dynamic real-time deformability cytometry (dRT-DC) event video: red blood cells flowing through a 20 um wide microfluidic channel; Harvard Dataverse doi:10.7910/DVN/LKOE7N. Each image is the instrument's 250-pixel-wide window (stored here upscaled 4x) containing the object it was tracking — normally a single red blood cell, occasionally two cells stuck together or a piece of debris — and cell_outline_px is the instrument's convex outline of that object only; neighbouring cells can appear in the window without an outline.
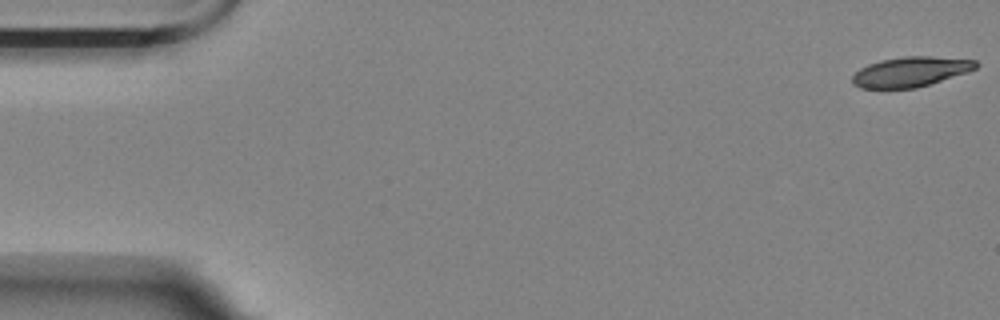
{"species": "Egyptian fruit bat (a non-hibernating species)", "species_latin": "Rousettus aegyptiacus", "temperature_condition": "room temperature", "stored_images_in_passage": 8, "camera_frame_rate_fps": 3000, "um_per_image_px": 0.085, "animal": {"sex": "female"}, "frame": {"image": 1, "passage_image": 1, "time_ms": 0.0, "image_size_px": [1000, 320], "cell_outline_px": [[980, 64], [976, 68], [968, 72], [916, 88], [860, 88], [852, 84], [852, 76], [860, 68], [868, 64], [880, 60], [904, 56], [928, 56], [976, 60]], "centroid_in_image_um": [77.39, 6.09], "position_along_channel_um": 7.6, "area_um2": 21.56}}